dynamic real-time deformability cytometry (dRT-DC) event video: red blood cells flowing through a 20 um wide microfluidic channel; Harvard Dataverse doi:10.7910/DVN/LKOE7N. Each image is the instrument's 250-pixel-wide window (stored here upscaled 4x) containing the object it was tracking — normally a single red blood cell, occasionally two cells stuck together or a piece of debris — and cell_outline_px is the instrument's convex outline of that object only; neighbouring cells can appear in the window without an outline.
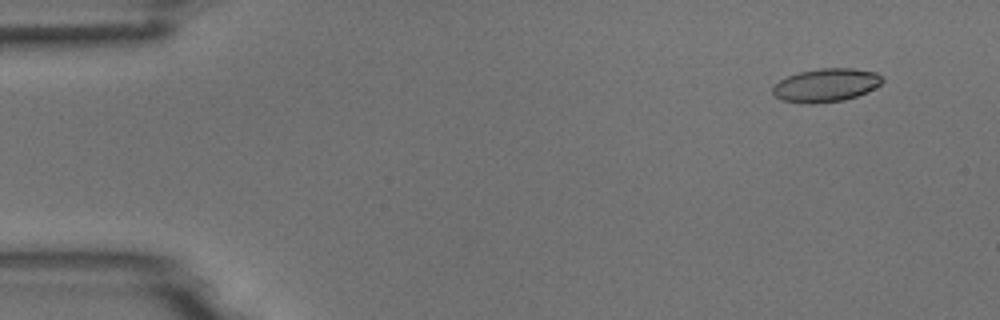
{"species": "common noctule bat (a hibernating species)", "species_latin": "Nyctalus noctula", "temperature_condition": "room temperature", "stored_images_in_passage": 4, "camera_frame_rate_fps": 3000, "um_per_image_px": 0.085, "animal": {"sex": "male", "body_mass_g": 18.8}, "frame": {"image": 1, "passage_image": 1, "time_ms": 0.0, "image_size_px": [1000, 320], "cell_outline_px": [[884, 80], [880, 84], [868, 92], [844, 100], [812, 104], [804, 104], [780, 100], [772, 92], [772, 88], [780, 80], [796, 72], [820, 68], [852, 68], [876, 72]], "centroid_in_image_um": [70.19, 7.24], "position_along_channel_um": 14.8, "area_um2": 21.44}}